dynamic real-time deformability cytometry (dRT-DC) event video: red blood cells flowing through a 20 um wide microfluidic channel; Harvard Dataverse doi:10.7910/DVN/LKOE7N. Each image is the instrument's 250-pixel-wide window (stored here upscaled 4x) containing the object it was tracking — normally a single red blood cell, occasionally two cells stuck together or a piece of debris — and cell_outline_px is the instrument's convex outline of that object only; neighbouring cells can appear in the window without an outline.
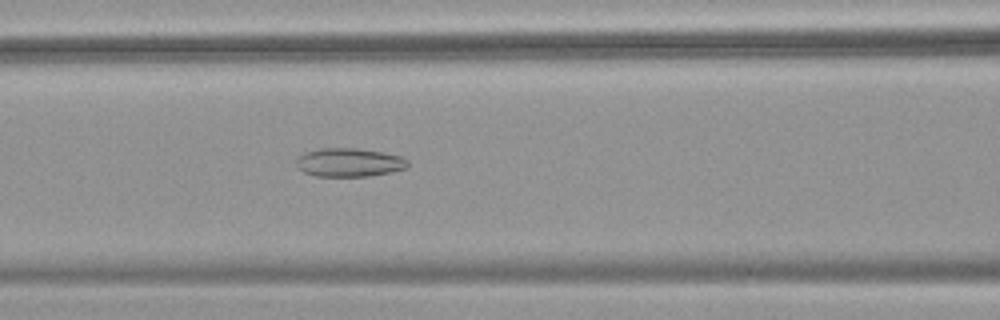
{"species": "common noctule bat (a hibernating species)", "species_latin": "Nyctalus noctula", "temperature_condition": "warm", "stored_images_in_passage": 55, "camera_frame_rate_fps": 3000, "um_per_image_px": 0.085, "animal": {"sex": "female", "body_mass_g": 18.4}, "frame": {"image": 1, "passage_image": 24, "time_ms": 7.667, "image_size_px": [1000, 320], "cell_outline_px": [[408, 164], [404, 168], [388, 172], [368, 176], [316, 176], [304, 172], [296, 164], [296, 156], [304, 152], [320, 148], [356, 148], [384, 152], [404, 156], [408, 160]], "centroid_in_image_um": [29.66, 13.79], "position_along_channel_um": 136.9, "area_um2": 18.61}}
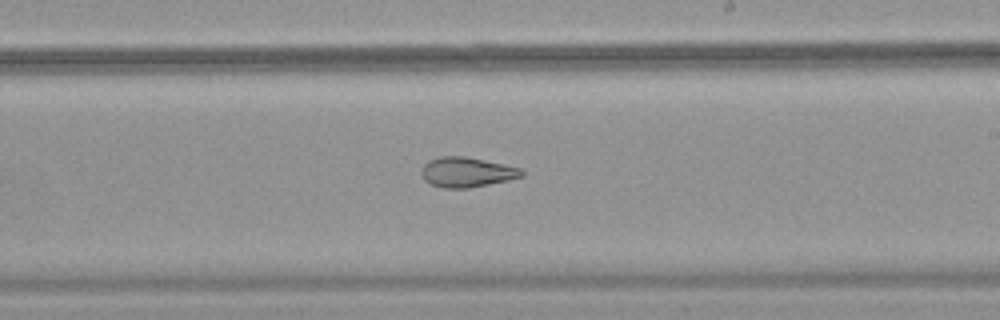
{"frame": {"image": 2, "passage_image": 33, "time_ms": 10.667, "image_size_px": [1000, 320], "cell_outline_px": [[524, 176], [508, 180], [468, 188], [444, 188], [432, 184], [424, 180], [420, 172], [424, 164], [428, 160], [440, 156], [464, 156], [484, 160], [520, 168], [524, 172]], "centroid_in_image_um": [39.65, 14.63], "position_along_channel_um": 249.4, "area_um2": 17.4}}
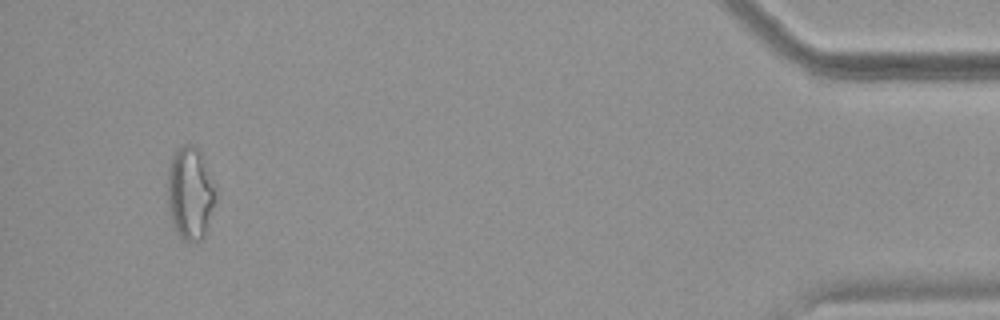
{"frame": {"image": 3, "passage_image": 52, "time_ms": 17.0, "image_size_px": [1000, 320], "cell_outline_px": [[216, 196], [208, 228], [204, 236], [200, 240], [184, 240], [180, 236], [172, 220], [168, 204], [168, 164], [176, 148], [184, 144], [192, 144], [200, 152], [216, 192]], "centroid_in_image_um": [16.15, 16.4], "position_along_channel_um": 419.0, "area_um2": 25.55}, "authors_computed_cell_mechanics": {"area_um2": 23.0622, "velocity_mm_per_s": 3.76, "shape_relaxation_time_tau1_ms": null, "shape_relaxation_time_tau2_ms": 4.9351, "deformation_change_tau1": null, "deformation_change_tau2": 0.1413}}